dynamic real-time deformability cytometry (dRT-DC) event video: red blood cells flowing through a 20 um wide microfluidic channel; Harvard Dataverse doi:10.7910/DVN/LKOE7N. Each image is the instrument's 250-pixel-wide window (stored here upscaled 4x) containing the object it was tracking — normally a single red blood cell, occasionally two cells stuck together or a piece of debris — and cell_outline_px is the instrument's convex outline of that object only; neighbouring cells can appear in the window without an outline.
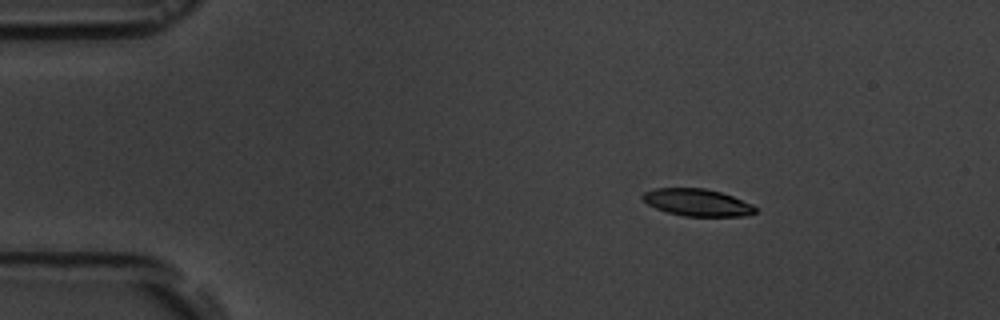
{"species": "common noctule bat (a hibernating species)", "species_latin": "Nyctalus noctula", "temperature_condition": "room temperature", "stored_images_in_passage": 16, "segment_of_instrument_passage": [1, 2], "camera_frame_rate_fps": 3000, "um_per_image_px": 0.085, "animal": {"sex": "male", "body_mass_g": 19.5, "forearm_length_mm": 54.6}, "frame": {"image": 1, "passage_image": 2, "time_ms": 2.0, "image_size_px": [1000, 320], "cell_outline_px": [[756, 212], [744, 216], [684, 216], [668, 212], [656, 208], [648, 204], [640, 196], [644, 192], [656, 188], [704, 188], [720, 192], [732, 196], [752, 204], [756, 208]], "centroid_in_image_um": [59.26, 17.21], "position_along_channel_um": 25.7, "area_um2": 17.69}}
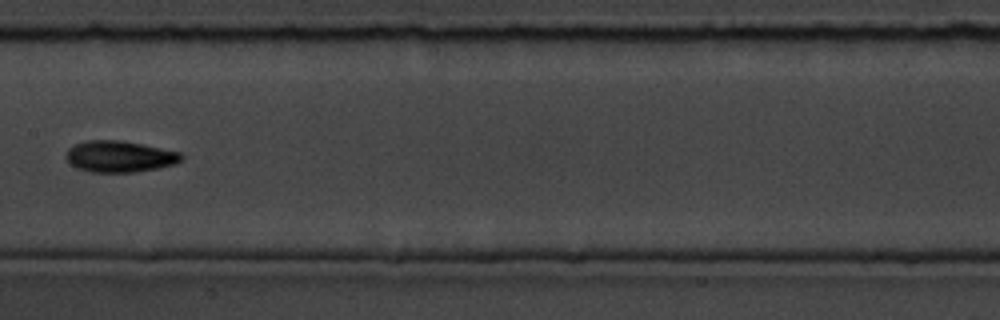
{"frame": {"image": 2, "passage_image": 7, "time_ms": 8.667, "image_size_px": [1000, 320], "cell_outline_px": [[184, 156], [176, 164], [160, 168], [136, 172], [92, 172], [76, 168], [64, 156], [68, 148], [76, 144], [88, 140], [120, 140], [180, 152]], "centroid_in_image_um": [10.16, 13.31], "position_along_channel_um": 197.2, "area_um2": 21.04}}
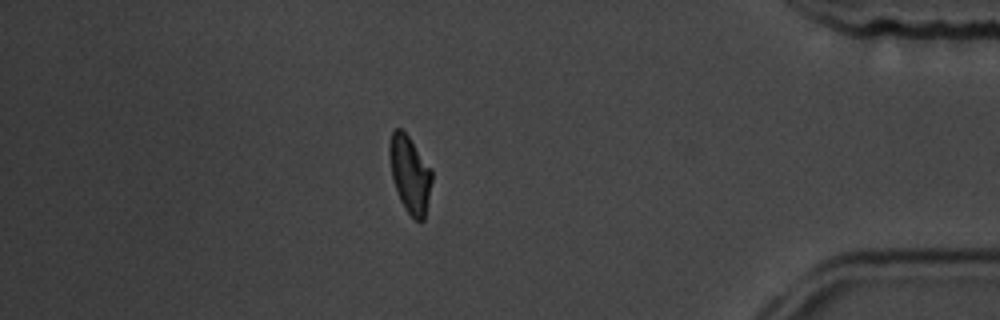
{"frame": {"image": 3, "passage_image": 13, "time_ms": 15.333, "image_size_px": [1000, 320], "cell_outline_px": [[432, 180], [424, 220], [416, 220], [404, 208], [400, 200], [392, 176], [388, 152], [388, 144], [392, 132], [396, 128], [400, 128], [408, 136], [432, 168]], "centroid_in_image_um": [34.84, 14.78], "position_along_channel_um": 400.4, "area_um2": 18.9}}